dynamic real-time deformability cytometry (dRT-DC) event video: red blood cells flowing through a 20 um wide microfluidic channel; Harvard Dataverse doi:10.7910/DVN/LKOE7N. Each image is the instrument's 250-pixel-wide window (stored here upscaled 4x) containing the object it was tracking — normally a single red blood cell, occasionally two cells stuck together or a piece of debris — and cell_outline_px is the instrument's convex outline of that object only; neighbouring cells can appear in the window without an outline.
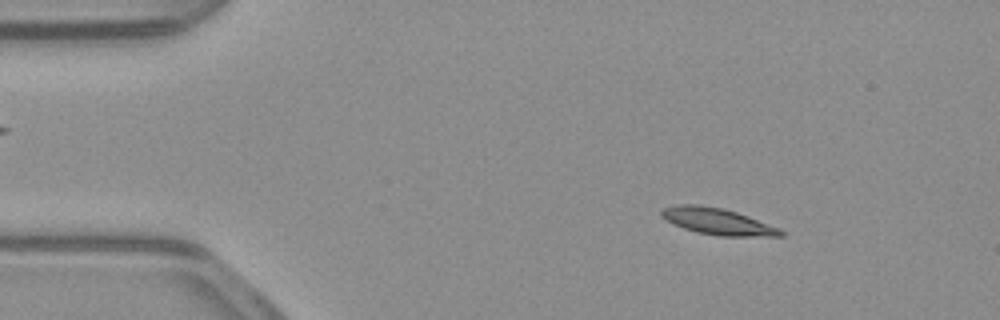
{"species": "common noctule bat (a hibernating species)", "species_latin": "Nyctalus noctula", "temperature_condition": "warm", "stored_images_in_passage": 49, "camera_frame_rate_fps": 3000, "um_per_image_px": 0.085, "animal": {"sex": "male", "body_mass_g": 23.1, "forearm_length_mm": 52.7}, "frame": {"image": 1, "passage_image": 7, "time_ms": 2.0, "image_size_px": [1000, 320], "cell_outline_px": [[784, 236], [720, 236], [696, 232], [672, 224], [664, 220], [660, 216], [660, 212], [664, 208], [676, 204], [700, 204], [720, 208], [736, 212], [748, 216], [780, 228], [784, 232]], "centroid_in_image_um": [60.95, 18.82], "position_along_channel_um": 24.0, "area_um2": 18.5}}
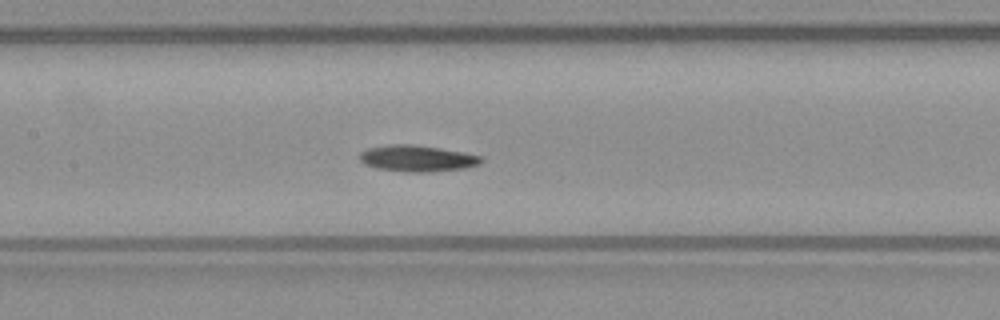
{"frame": {"image": 2, "passage_image": 24, "time_ms": 7.667, "image_size_px": [1000, 320], "cell_outline_px": [[484, 160], [480, 164], [468, 168], [428, 172], [404, 172], [376, 168], [364, 164], [360, 160], [360, 152], [368, 148], [388, 144], [412, 144], [440, 148], [464, 152], [484, 156]], "centroid_in_image_um": [35.5, 13.47], "position_along_channel_um": 171.9, "area_um2": 18.96}}
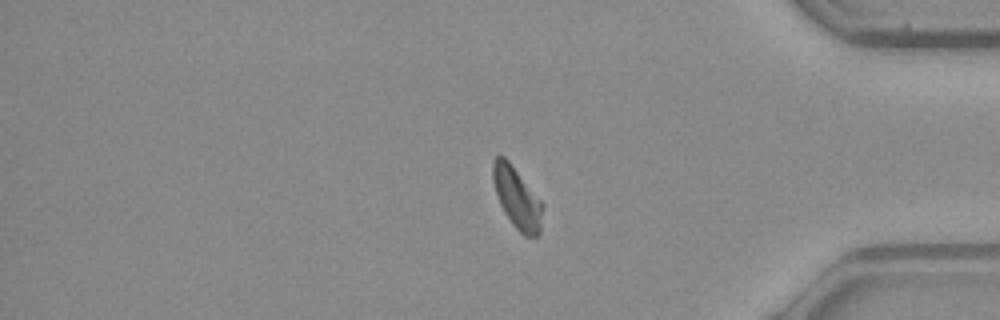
{"frame": {"image": 3, "passage_image": 43, "time_ms": 14.0, "image_size_px": [1000, 320], "cell_outline_px": [[544, 204], [540, 232], [536, 236], [524, 236], [512, 224], [504, 212], [500, 204], [492, 180], [492, 160], [496, 156], [504, 156], [508, 160]], "centroid_in_image_um": [43.94, 16.82], "position_along_channel_um": 391.3, "area_um2": 17.69}}